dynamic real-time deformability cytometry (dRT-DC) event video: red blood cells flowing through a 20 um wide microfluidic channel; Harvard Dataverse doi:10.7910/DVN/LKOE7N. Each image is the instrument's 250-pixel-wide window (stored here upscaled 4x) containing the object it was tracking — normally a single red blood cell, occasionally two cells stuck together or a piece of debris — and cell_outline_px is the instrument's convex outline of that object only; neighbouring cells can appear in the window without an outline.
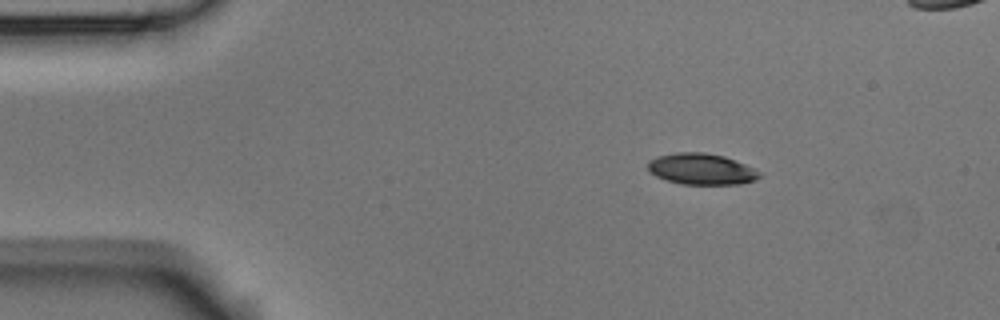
{"species": "Egyptian fruit bat (a non-hibernating species)", "species_latin": "Rousettus aegyptiacus", "temperature_condition": "room temperature", "stored_images_in_passage": 49, "camera_frame_rate_fps": 3000, "um_per_image_px": 0.085, "animal": {"sex": "male"}, "frame": {"image": 1, "passage_image": 1, "time_ms": 0.0, "image_size_px": [1000, 320], "cell_outline_px": [[760, 176], [756, 180], [740, 184], [680, 184], [656, 176], [648, 172], [648, 160], [660, 156], [676, 152], [704, 152], [724, 156], [744, 164], [760, 172]], "centroid_in_image_um": [59.6, 14.37], "position_along_channel_um": 25.4, "area_um2": 20.17}}
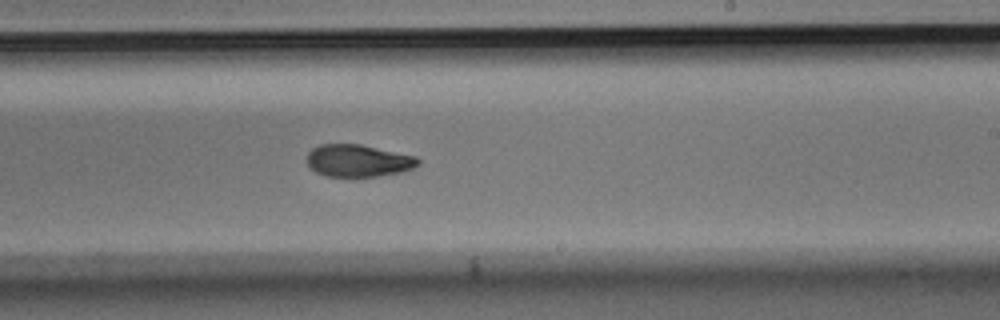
{"frame": {"image": 2, "passage_image": 26, "time_ms": 8.333, "image_size_px": [1000, 320], "cell_outline_px": [[420, 164], [412, 168], [400, 172], [380, 176], [324, 176], [316, 172], [308, 164], [308, 152], [312, 148], [320, 144], [360, 144], [416, 156], [420, 160]], "centroid_in_image_um": [30.45, 13.65], "position_along_channel_um": 258.5, "area_um2": 20.81}}
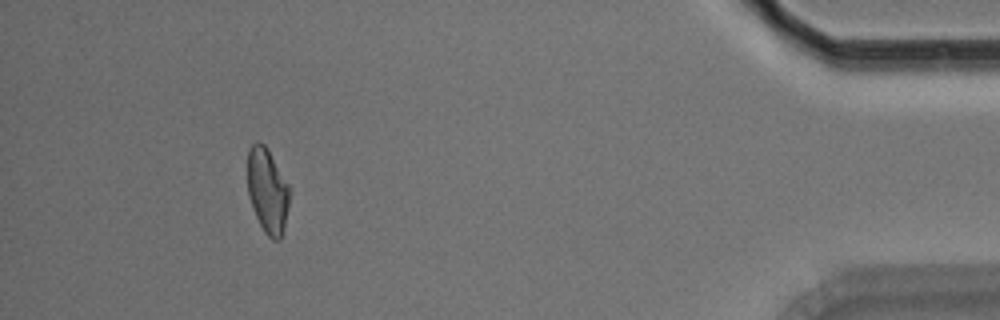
{"frame": {"image": 3, "passage_image": 44, "time_ms": 14.333, "image_size_px": [1000, 320], "cell_outline_px": [[288, 204], [284, 228], [280, 240], [272, 240], [264, 232], [252, 208], [248, 196], [248, 148], [256, 140], [260, 140], [268, 148], [288, 184]], "centroid_in_image_um": [22.71, 16.18], "position_along_channel_um": 412.5, "area_um2": 20.75}, "authors_computed_cell_mechanics": {"area_um2": 21.8484, "velocity_mm_per_s": 3.5822, "shape_relaxation_time_tau1_ms": 4.3832, "shape_relaxation_time_tau2_ms": 8.6199, "deformation_change_tau1": 0.1364, "deformation_change_tau2": 0.1557}}